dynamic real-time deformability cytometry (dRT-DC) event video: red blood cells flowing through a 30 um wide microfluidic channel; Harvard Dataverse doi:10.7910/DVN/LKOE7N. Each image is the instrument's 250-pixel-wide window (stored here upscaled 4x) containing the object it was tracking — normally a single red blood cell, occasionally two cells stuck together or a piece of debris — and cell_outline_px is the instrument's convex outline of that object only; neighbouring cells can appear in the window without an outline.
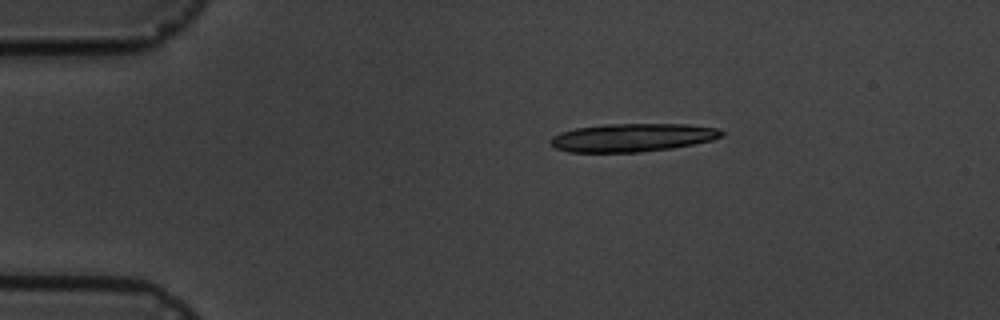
{"species": "common noctule bat (a hibernating species)", "species_latin": "Nyctalus noctula", "temperature_condition": "cold", "stored_images_in_passage": 2, "camera_frame_rate_fps": 3000, "um_per_image_px": 0.085, "animal": {"sex": "male", "body_mass_g": 19.5, "forearm_length_mm": 54.6}, "frame": {"image": 1, "passage_image": 2, "time_ms": 1.333, "image_size_px": [1000, 320], "cell_outline_px": [[724, 132], [720, 136], [712, 140], [672, 148], [640, 152], [568, 152], [556, 148], [548, 140], [552, 136], [560, 132], [576, 128], [604, 124], [688, 124], [716, 128]], "centroid_in_image_um": [53.71, 11.69], "position_along_channel_um": 31.3, "area_um2": 28.03}}